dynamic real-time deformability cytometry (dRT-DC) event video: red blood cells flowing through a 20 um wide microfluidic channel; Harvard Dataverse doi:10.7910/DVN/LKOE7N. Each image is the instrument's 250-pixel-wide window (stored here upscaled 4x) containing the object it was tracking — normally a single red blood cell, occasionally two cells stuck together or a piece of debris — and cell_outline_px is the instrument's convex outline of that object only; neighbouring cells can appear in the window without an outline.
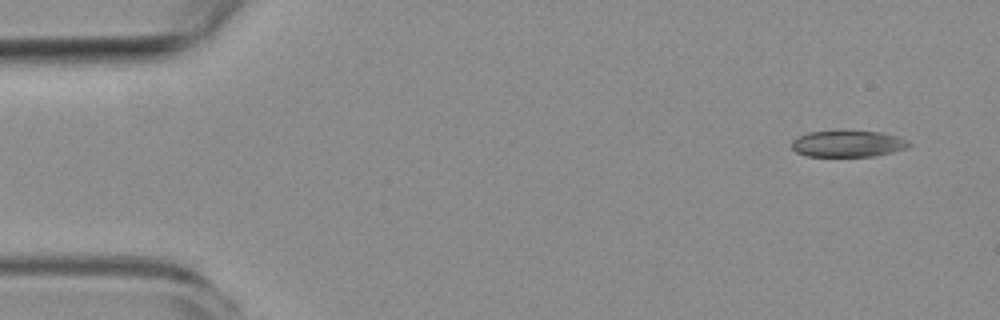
{"species": "common noctule bat (a hibernating species)", "species_latin": "Nyctalus noctula", "temperature_condition": "room temperature", "stored_images_in_passage": 10, "camera_frame_rate_fps": 3000, "um_per_image_px": 0.085, "animal": {"sex": "female", "body_mass_g": 19.3, "forearm_length_mm": 54.1}, "frame": {"image": 1, "passage_image": 1, "time_ms": 0.0, "image_size_px": [1000, 320], "cell_outline_px": [[912, 144], [904, 148], [892, 152], [876, 156], [808, 156], [796, 152], [792, 148], [792, 140], [808, 132], [836, 128], [880, 132], [896, 136], [908, 140]], "centroid_in_image_um": [72.04, 12.17], "position_along_channel_um": 13.0, "area_um2": 18.67}}
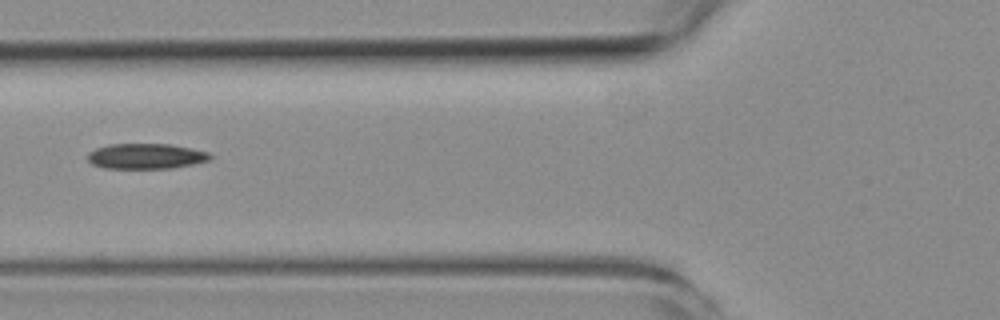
{"frame": {"image": 2, "passage_image": 6, "time_ms": 5.667, "image_size_px": [1000, 320], "cell_outline_px": [[212, 160], [172, 168], [104, 168], [92, 164], [88, 160], [88, 152], [96, 148], [108, 144], [168, 144], [192, 148], [208, 152], [212, 156]], "centroid_in_image_um": [12.41, 13.27], "position_along_channel_um": 113.4, "area_um2": 18.15}}
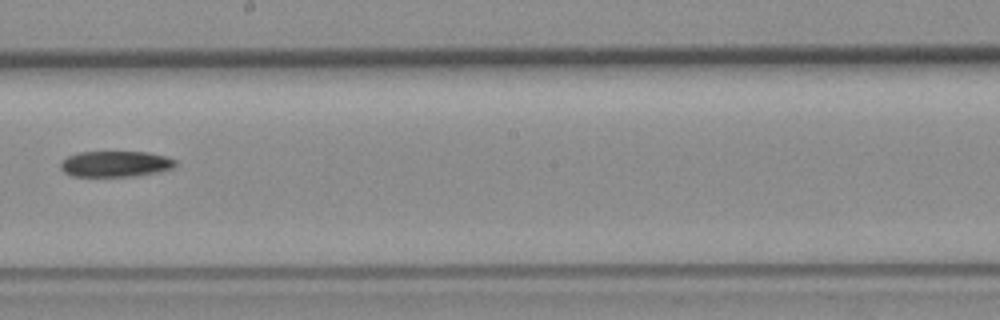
{"frame": {"image": 3, "passage_image": 9, "time_ms": 9.0, "image_size_px": [1000, 320], "cell_outline_px": [[176, 164], [172, 168], [160, 172], [140, 176], [72, 176], [64, 172], [60, 168], [60, 164], [68, 156], [80, 152], [148, 152], [164, 156], [176, 160]], "centroid_in_image_um": [9.84, 13.94], "position_along_channel_um": 238.4, "area_um2": 17.34}}